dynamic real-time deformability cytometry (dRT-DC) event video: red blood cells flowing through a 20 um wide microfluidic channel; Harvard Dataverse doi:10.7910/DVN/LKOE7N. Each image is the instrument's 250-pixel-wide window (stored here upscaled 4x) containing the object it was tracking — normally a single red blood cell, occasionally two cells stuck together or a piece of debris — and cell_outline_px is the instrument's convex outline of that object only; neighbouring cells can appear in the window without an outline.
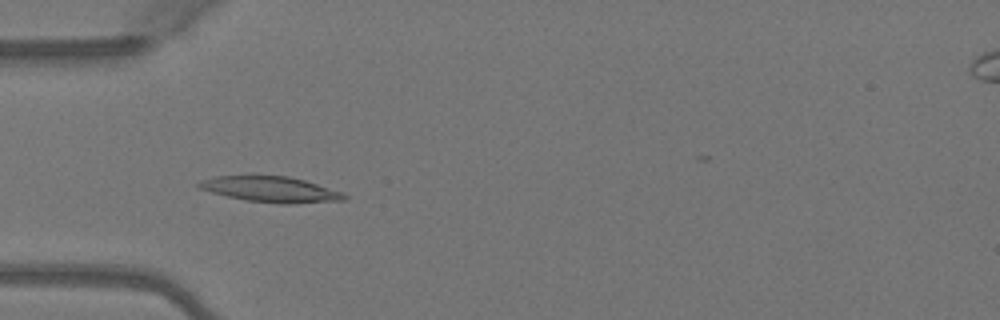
{"species": "Egyptian fruit bat (a non-hibernating species)", "species_latin": "Rousettus aegyptiacus", "temperature_condition": "warm", "stored_images_in_passage": 5, "camera_frame_rate_fps": 3000, "um_per_image_px": 0.085, "animal": {"sex": "female"}, "frame": {"image": 1, "passage_image": 4, "time_ms": 1.0, "image_size_px": [1000, 320], "cell_outline_px": [[348, 196], [344, 200], [292, 204], [280, 204], [248, 200], [228, 196], [212, 192], [200, 188], [196, 184], [200, 180], [212, 176], [252, 172], [288, 176], [304, 180], [344, 192]], "centroid_in_image_um": [22.96, 16.03], "position_along_channel_um": 62.0, "area_um2": 22.72}}
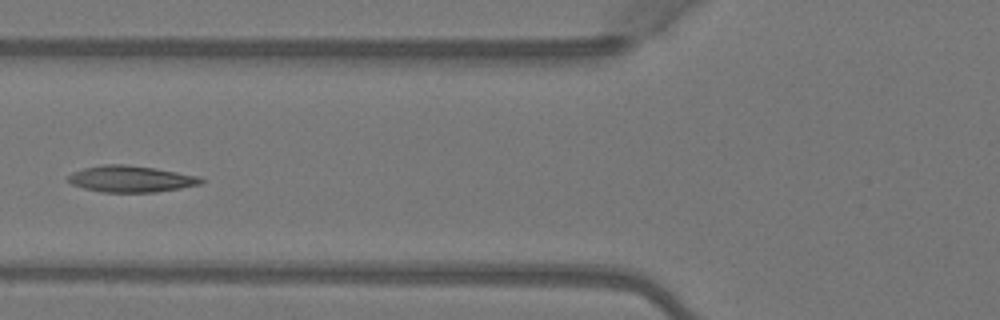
{"frame": {"image": 2, "passage_image": 5, "time_ms": 1.333, "image_size_px": [1000, 320], "cell_outline_px": [[204, 180], [200, 184], [180, 188], [156, 192], [104, 192], [84, 188], [72, 184], [68, 180], [68, 176], [72, 172], [84, 168], [100, 164], [128, 164], [156, 168], [200, 176]], "centroid_in_image_um": [11.13, 15.19], "position_along_channel_um": 114.7, "area_um2": 20.52}}